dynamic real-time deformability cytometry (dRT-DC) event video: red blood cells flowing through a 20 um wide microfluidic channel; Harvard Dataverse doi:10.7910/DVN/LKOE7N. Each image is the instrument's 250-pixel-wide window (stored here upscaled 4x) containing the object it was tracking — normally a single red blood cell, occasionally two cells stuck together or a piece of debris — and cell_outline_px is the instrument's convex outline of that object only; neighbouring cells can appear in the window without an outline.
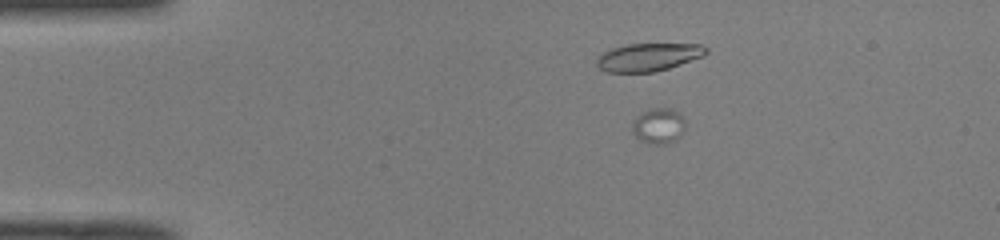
{"species": "common noctule bat (a hibernating species)", "species_latin": "Nyctalus noctula", "temperature_condition": "room temperature", "stored_images_in_passage": 54, "camera_frame_rate_fps": 3000, "um_per_image_px": 0.085, "animal": {"sex": "male", "body_mass_g": 19.0, "forearm_length_mm": 50.8}, "frame": {"image": 1, "passage_image": 11, "time_ms": 3.333, "image_size_px": [1000, 240], "cell_outline_px": [[684, 128], [668, 144], [652, 144], [640, 140], [632, 132], [632, 124], [644, 112], [656, 108], [668, 108], [676, 112], [684, 120]], "centroid_in_image_um": [55.94, 10.72], "position_along_channel_um": 29.1, "area_um2": 10.35}, "authors_computed_cell_mechanics": {"area_um2": 10.3751, "velocity_mm_per_s": 3.9649, "shape_relaxation_time_tau1_ms": 1.407, "shape_relaxation_time_tau2_ms": null, "deformation_change_tau1": 0.3452, "deformation_change_tau2": null}}